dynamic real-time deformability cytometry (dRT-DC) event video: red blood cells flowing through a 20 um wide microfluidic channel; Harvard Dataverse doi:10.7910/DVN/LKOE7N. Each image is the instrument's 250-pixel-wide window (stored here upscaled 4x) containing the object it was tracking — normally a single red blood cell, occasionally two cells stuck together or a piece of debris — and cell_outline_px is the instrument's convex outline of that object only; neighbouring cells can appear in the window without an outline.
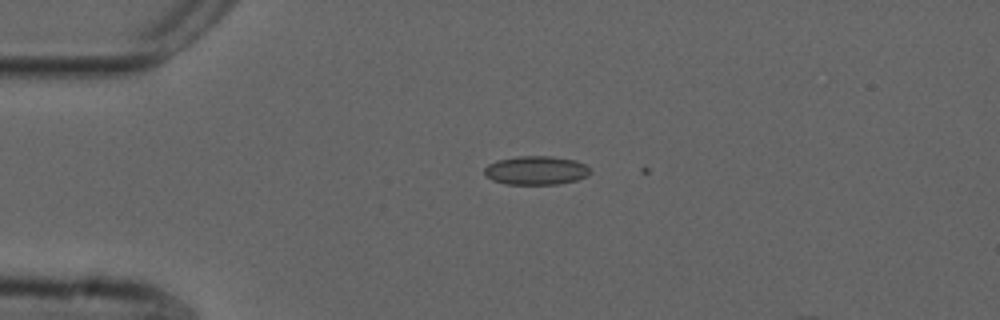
{"species": "common noctule bat (a hibernating species)", "species_latin": "Nyctalus noctula", "temperature_condition": "cold", "stored_images_in_passage": 3, "camera_frame_rate_fps": 3000, "um_per_image_px": 0.085, "animal": {"sex": "male", "forearm_length_mm": 52.5}, "frame": {"image": 1, "passage_image": 1, "time_ms": 0.0, "image_size_px": [1000, 320], "cell_outline_px": [[592, 172], [588, 176], [576, 180], [560, 184], [504, 184], [492, 180], [484, 176], [484, 168], [488, 164], [496, 160], [516, 156], [552, 156], [576, 160], [584, 164]], "centroid_in_image_um": [45.54, 14.48], "position_along_channel_um": 39.5, "area_um2": 17.98}}